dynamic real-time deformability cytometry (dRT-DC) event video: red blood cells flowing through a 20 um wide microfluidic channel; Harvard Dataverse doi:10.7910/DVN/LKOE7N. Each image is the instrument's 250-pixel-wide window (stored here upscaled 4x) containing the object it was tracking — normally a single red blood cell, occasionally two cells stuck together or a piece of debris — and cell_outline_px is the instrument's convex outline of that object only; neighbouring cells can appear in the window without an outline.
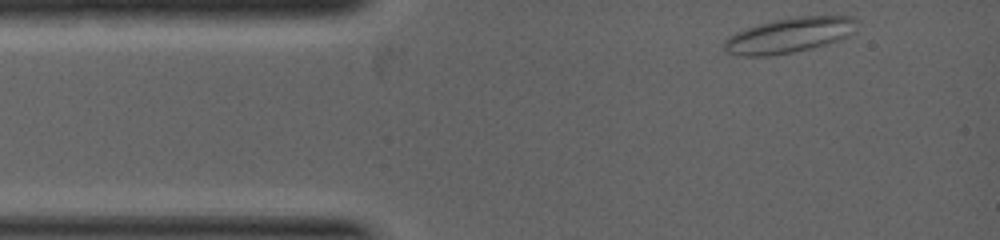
{"species": "common noctule bat (a hibernating species)", "species_latin": "Nyctalus noctula", "temperature_condition": "warm", "stored_images_in_passage": 6, "camera_frame_rate_fps": 5000, "um_per_image_px": 0.085, "animal": {"sex": "female", "body_mass_g": 19.0, "forearm_length_mm": 53.3}, "frame": {"image": 1, "passage_image": 1, "time_ms": 0.0, "image_size_px": [1000, 240], "cell_outline_px": [[856, 20], [852, 32], [848, 36], [840, 40], [792, 52], [768, 56], [736, 56], [724, 52], [724, 40], [728, 36], [736, 32], [772, 20], [800, 16], [852, 16]], "centroid_in_image_um": [67.02, 3.0], "position_along_channel_um": 18.0, "area_um2": 26.88}}
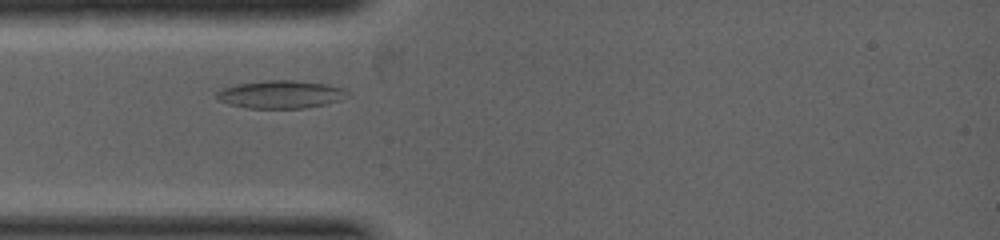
{"frame": {"image": 2, "passage_image": 5, "time_ms": 1.2, "image_size_px": [1000, 240], "cell_outline_px": [[348, 92], [340, 100], [328, 104], [304, 108], [248, 108], [228, 104], [216, 100], [216, 92], [220, 88], [236, 84], [268, 80], [292, 80], [328, 84], [344, 88]], "centroid_in_image_um": [23.81, 8.02], "position_along_channel_um": 61.2, "area_um2": 21.39}}